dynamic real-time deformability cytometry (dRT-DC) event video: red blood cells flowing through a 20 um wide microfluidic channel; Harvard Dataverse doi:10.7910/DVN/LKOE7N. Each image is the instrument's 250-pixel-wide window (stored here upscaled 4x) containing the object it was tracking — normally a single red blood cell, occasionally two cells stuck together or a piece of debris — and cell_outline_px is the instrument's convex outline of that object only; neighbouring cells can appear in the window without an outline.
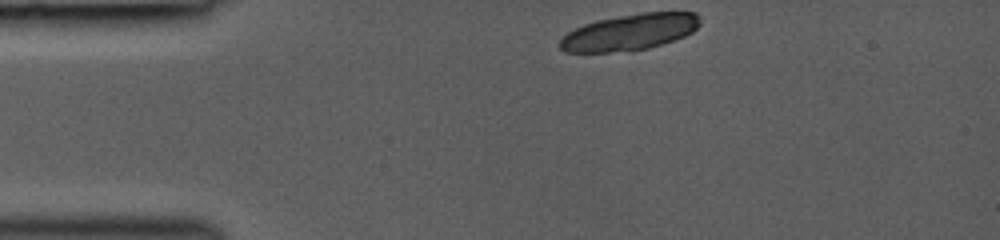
{"species": "common noctule bat (a hibernating species)", "species_latin": "Nyctalus noctula", "temperature_condition": "room temperature", "stored_images_in_passage": 8, "camera_frame_rate_fps": 3000, "um_per_image_px": 0.085, "animal": {"sex": "female", "body_mass_g": 19.0, "forearm_length_mm": 53.3}, "frame": {"image": 1, "passage_image": 1, "time_ms": 0.0, "image_size_px": [1000, 240], "cell_outline_px": [[700, 24], [692, 32], [676, 40], [648, 48], [608, 52], [564, 52], [560, 48], [560, 40], [568, 32], [584, 24], [596, 20], [640, 12], [696, 12], [700, 16]], "centroid_in_image_um": [53.55, 2.72], "position_along_channel_um": 31.4, "area_um2": 29.54}}
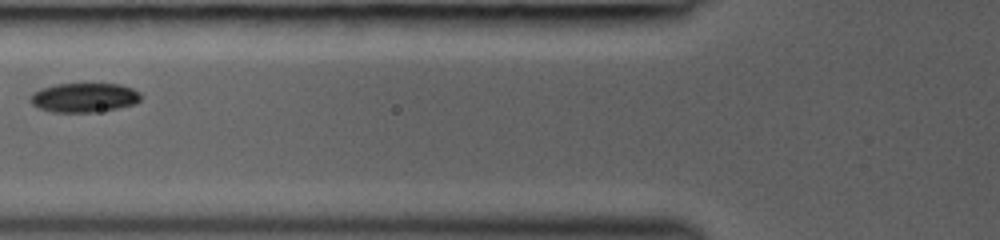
{"frame": {"image": 2, "passage_image": 6, "time_ms": 3.333, "image_size_px": [1000, 240], "cell_outline_px": [[140, 100], [136, 104], [96, 112], [52, 112], [40, 108], [32, 104], [28, 100], [32, 92], [40, 88], [56, 84], [120, 84], [132, 88], [140, 92]], "centroid_in_image_um": [7.13, 8.29], "position_along_channel_um": 118.7, "area_um2": 18.96}}